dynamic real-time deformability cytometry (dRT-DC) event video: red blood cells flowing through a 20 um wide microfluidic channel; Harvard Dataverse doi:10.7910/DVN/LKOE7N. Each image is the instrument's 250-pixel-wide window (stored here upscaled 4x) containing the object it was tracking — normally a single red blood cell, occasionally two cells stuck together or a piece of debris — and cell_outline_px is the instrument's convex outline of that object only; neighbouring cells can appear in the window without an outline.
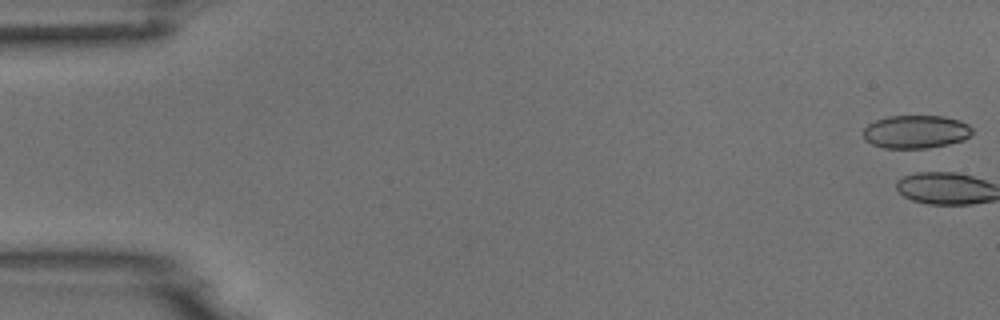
{"species": "common noctule bat (a hibernating species)", "species_latin": "Nyctalus noctula", "temperature_condition": "room temperature", "stored_images_in_passage": 5, "camera_frame_rate_fps": 3000, "um_per_image_px": 0.085, "animal": {"sex": "male", "body_mass_g": 18.8}, "frame": {"image": 1, "passage_image": 1, "time_ms": 0.0, "image_size_px": [1000, 320], "cell_outline_px": [[972, 132], [964, 140], [948, 144], [928, 148], [884, 148], [872, 144], [864, 140], [864, 128], [868, 124], [876, 120], [888, 116], [944, 116], [960, 120], [968, 124], [972, 128]], "centroid_in_image_um": [77.85, 11.2], "position_along_channel_um": 7.2, "area_um2": 21.1}}
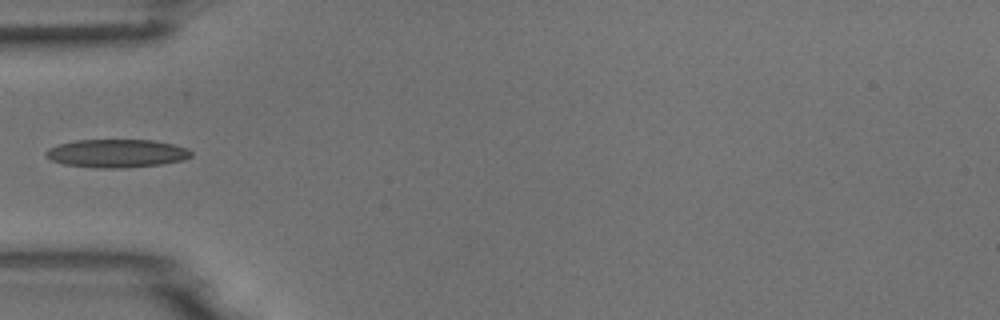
{"frame": {"image": 2, "passage_image": 5, "time_ms": 6.0, "image_size_px": [1000, 320], "cell_outline_px": [[192, 156], [184, 160], [160, 164], [120, 168], [96, 168], [64, 164], [52, 160], [44, 156], [44, 152], [48, 148], [60, 144], [76, 140], [152, 140], [172, 144], [188, 148], [192, 152]], "centroid_in_image_um": [9.91, 13.03], "position_along_channel_um": 75.1, "area_um2": 23.87}}